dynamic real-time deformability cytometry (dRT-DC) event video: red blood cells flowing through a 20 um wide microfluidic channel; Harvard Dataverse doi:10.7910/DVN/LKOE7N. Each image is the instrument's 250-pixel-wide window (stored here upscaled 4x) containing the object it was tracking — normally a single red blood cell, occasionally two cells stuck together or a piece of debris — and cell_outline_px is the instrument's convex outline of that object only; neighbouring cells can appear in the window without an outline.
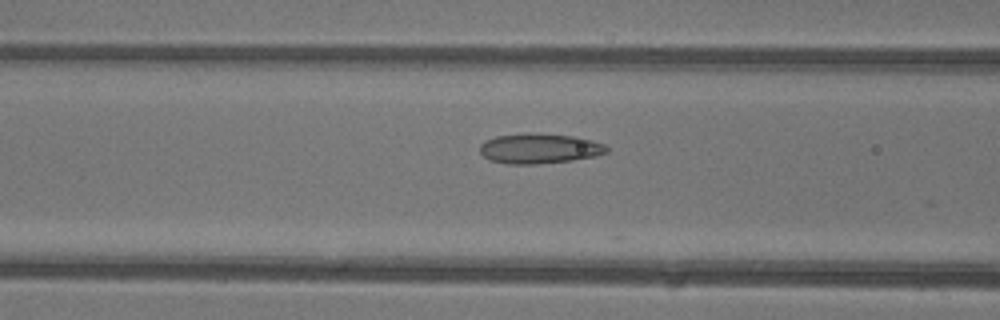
{"species": "common noctule bat (a hibernating species)", "species_latin": "Nyctalus noctula", "temperature_condition": "warm", "stored_images_in_passage": 22, "camera_frame_rate_fps": 3000, "um_per_image_px": 0.085, "animal": {"sex": "female"}, "frame": {"image": 1, "passage_image": 6, "time_ms": 1.667, "image_size_px": [1000, 320], "cell_outline_px": [[608, 152], [596, 156], [572, 160], [536, 164], [508, 164], [488, 160], [480, 152], [480, 144], [484, 140], [496, 136], [524, 132], [528, 132], [572, 136], [592, 140], [604, 144], [608, 148]], "centroid_in_image_um": [45.81, 12.62], "position_along_channel_um": 120.8, "area_um2": 22.43}}
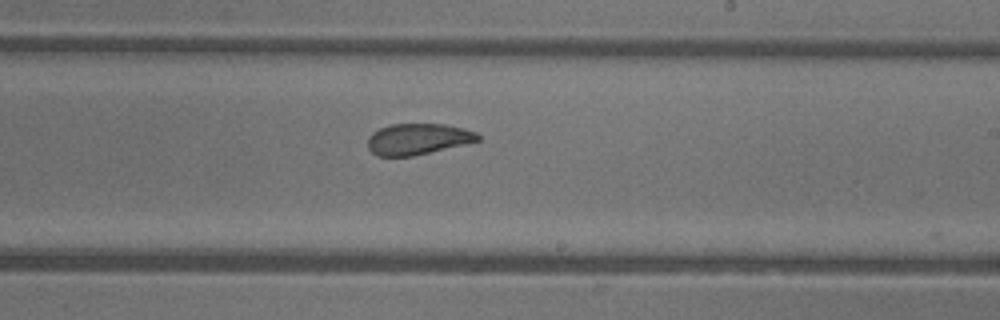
{"frame": {"image": 2, "passage_image": 15, "time_ms": 4.667, "image_size_px": [1000, 320], "cell_outline_px": [[480, 140], [464, 144], [412, 156], [376, 156], [368, 148], [368, 136], [372, 132], [380, 128], [392, 124], [444, 124], [464, 128], [476, 132], [480, 136]], "centroid_in_image_um": [35.5, 11.81], "position_along_channel_um": 253.5, "area_um2": 19.88}}
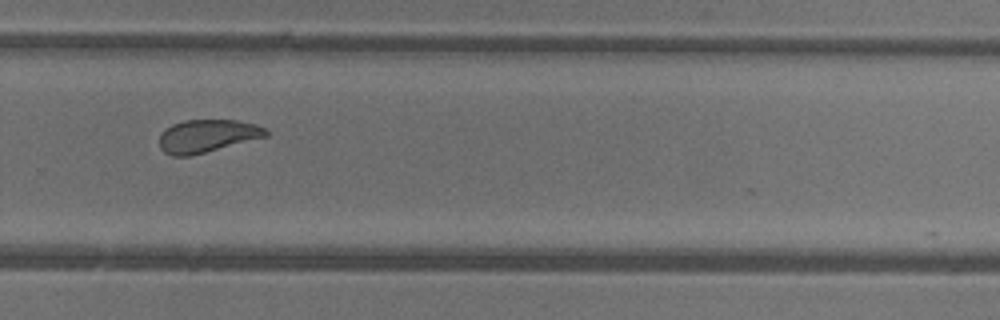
{"frame": {"image": 3, "passage_image": 19, "time_ms": 6.0, "image_size_px": [1000, 320], "cell_outline_px": [[268, 136], [188, 156], [172, 156], [164, 152], [160, 148], [160, 136], [172, 124], [184, 120], [236, 120], [256, 124], [264, 128], [268, 132]], "centroid_in_image_um": [17.62, 11.55], "position_along_channel_um": 312.2, "area_um2": 20.06}}